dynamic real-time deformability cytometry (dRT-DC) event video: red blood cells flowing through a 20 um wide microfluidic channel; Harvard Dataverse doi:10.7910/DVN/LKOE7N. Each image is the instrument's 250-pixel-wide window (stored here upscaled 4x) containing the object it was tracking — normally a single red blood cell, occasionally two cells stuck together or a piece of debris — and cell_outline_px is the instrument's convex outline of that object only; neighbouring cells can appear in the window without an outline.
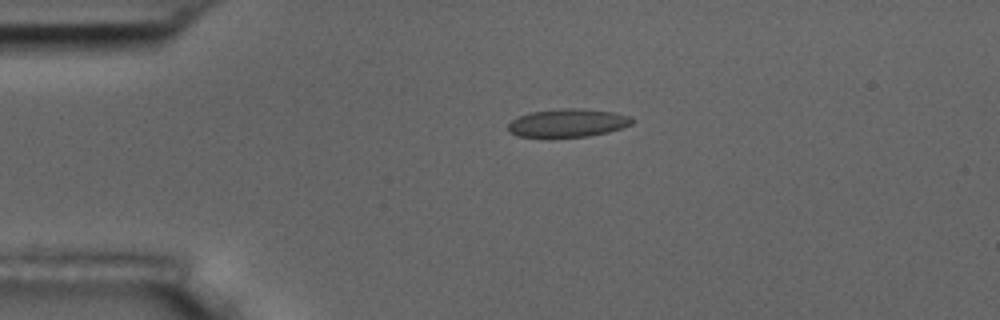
{"species": "common noctule bat (a hibernating species)", "species_latin": "Nyctalus noctula", "temperature_condition": "room temperature", "stored_images_in_passage": 5, "camera_frame_rate_fps": 3000, "um_per_image_px": 0.085, "animal": {"sex": "male", "body_mass_g": 17.5, "forearm_length_mm": 52.3}, "frame": {"image": 1, "passage_image": 4, "time_ms": 3.333, "image_size_px": [1000, 320], "cell_outline_px": [[636, 120], [632, 124], [608, 132], [588, 136], [520, 136], [508, 132], [508, 124], [512, 120], [528, 112], [564, 108], [580, 108], [616, 112], [632, 116]], "centroid_in_image_um": [48.32, 10.42], "position_along_channel_um": 36.7, "area_um2": 20.29}}